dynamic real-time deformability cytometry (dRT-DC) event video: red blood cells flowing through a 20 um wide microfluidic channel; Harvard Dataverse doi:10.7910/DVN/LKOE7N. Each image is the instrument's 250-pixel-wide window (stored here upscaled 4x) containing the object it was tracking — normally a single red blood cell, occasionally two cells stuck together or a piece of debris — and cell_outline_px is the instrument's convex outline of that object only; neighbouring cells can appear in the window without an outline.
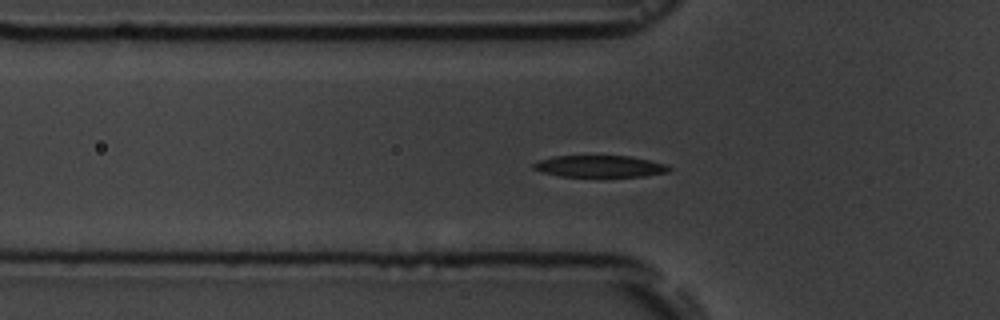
{"species": "common noctule bat (a hibernating species)", "species_latin": "Nyctalus noctula", "temperature_condition": "room temperature", "stored_images_in_passage": 42, "camera_frame_rate_fps": 3000, "um_per_image_px": 0.085, "animal": {"sex": "male", "body_mass_g": 19.5, "forearm_length_mm": 54.6}, "frame": {"image": 1, "passage_image": 3, "time_ms": 0.667, "image_size_px": [1000, 320], "cell_outline_px": [[672, 168], [668, 172], [644, 176], [560, 176], [544, 172], [532, 168], [532, 164], [540, 160], [552, 156], [628, 156], [648, 160], [664, 164]], "centroid_in_image_um": [50.96, 14.13], "position_along_channel_um": 74.8, "area_um2": 16.88}}
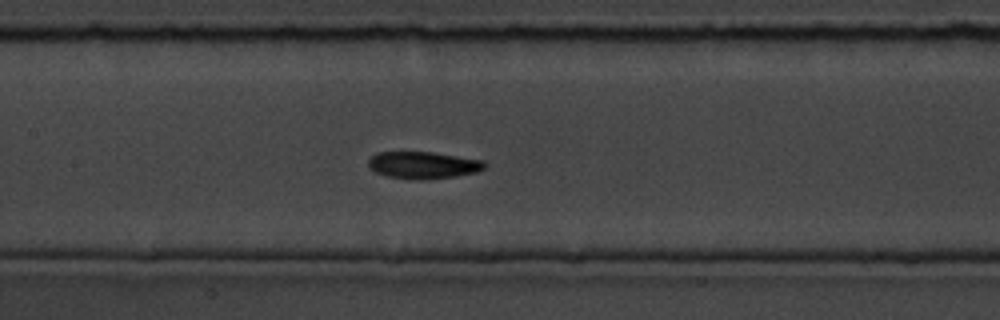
{"frame": {"image": 2, "passage_image": 11, "time_ms": 3.333, "image_size_px": [1000, 320], "cell_outline_px": [[488, 164], [484, 168], [476, 172], [456, 176], [424, 180], [416, 180], [388, 176], [376, 172], [368, 168], [368, 160], [376, 152], [432, 152], [484, 160]], "centroid_in_image_um": [35.97, 14.03], "position_along_channel_um": 171.4, "area_um2": 18.44}}
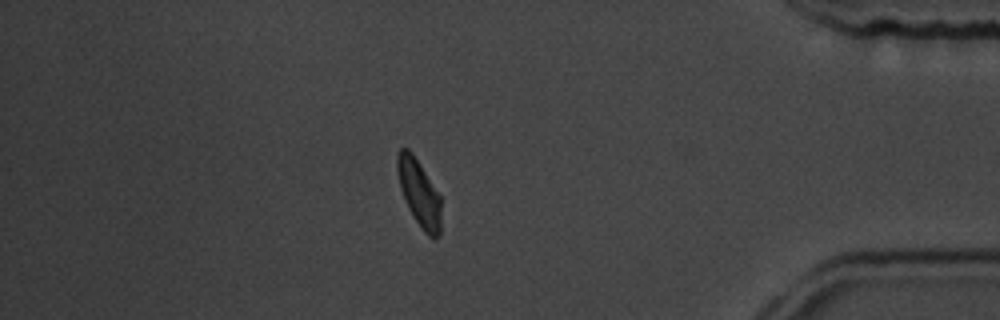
{"frame": {"image": 3, "passage_image": 33, "time_ms": 10.667, "image_size_px": [1000, 320], "cell_outline_px": [[440, 232], [436, 240], [428, 236], [424, 232], [408, 208], [404, 200], [400, 188], [396, 172], [396, 156], [400, 148], [408, 148], [412, 152], [440, 196]], "centroid_in_image_um": [35.59, 16.39], "position_along_channel_um": 399.6, "area_um2": 16.99}, "authors_computed_cell_mechanics": {"area_um2": 17.7157, "velocity_mm_per_s": 3.6093, "shape_relaxation_time_tau1_ms": 7.1798, "shape_relaxation_time_tau2_ms": 5.1575, "deformation_change_tau1": 0.306, "deformation_change_tau2": 0.1134}}